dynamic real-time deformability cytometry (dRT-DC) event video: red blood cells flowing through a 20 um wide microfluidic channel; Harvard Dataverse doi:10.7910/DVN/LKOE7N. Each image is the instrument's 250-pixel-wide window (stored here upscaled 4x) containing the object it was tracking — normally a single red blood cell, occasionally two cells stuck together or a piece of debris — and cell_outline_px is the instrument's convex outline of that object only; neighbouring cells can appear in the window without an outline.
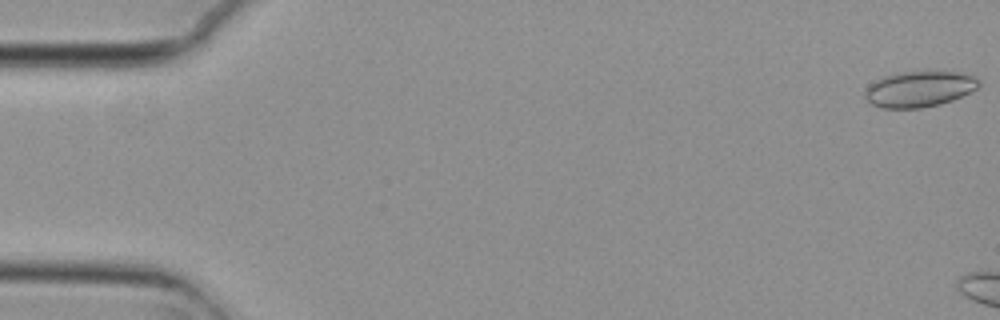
{"species": "common noctule bat (a hibernating species)", "species_latin": "Nyctalus noctula", "temperature_condition": "cold", "stored_images_in_passage": 6, "camera_frame_rate_fps": 3000, "um_per_image_px": 0.085, "animal": {"sex": "female", "body_mass_g": 29.2, "forearm_length_mm": 56.3}, "frame": {"image": 1, "passage_image": 1, "time_ms": 0.0, "image_size_px": [1000, 320], "cell_outline_px": [[980, 84], [972, 92], [952, 100], [940, 104], [920, 108], [884, 108], [872, 104], [864, 96], [864, 92], [868, 84], [884, 76], [896, 72], [956, 72], [976, 76], [980, 80]], "centroid_in_image_um": [78.14, 7.57], "position_along_channel_um": 6.9, "area_um2": 23.81}}